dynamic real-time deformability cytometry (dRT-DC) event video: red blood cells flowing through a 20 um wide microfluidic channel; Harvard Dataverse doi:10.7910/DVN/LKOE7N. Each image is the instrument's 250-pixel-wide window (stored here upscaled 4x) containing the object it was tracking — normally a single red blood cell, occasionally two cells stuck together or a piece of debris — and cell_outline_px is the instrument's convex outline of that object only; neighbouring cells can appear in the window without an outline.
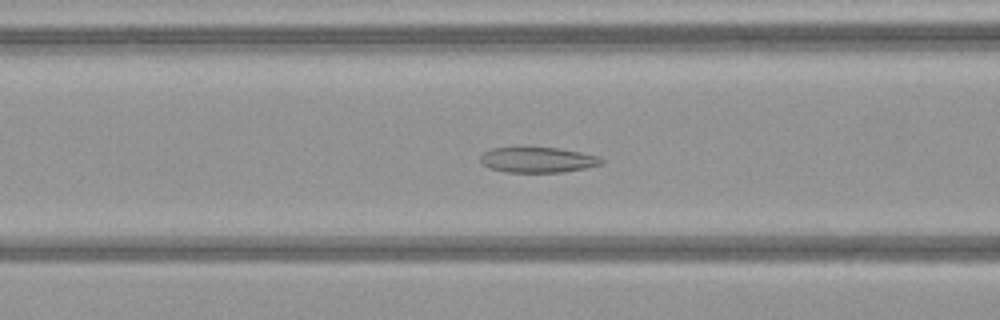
{"species": "common noctule bat (a hibernating species)", "species_latin": "Nyctalus noctula", "temperature_condition": "warm", "stored_images_in_passage": 35, "camera_frame_rate_fps": 3000, "um_per_image_px": 0.085, "animal": {"sex": "female", "body_mass_g": 21.9}, "frame": {"image": 1, "passage_image": 13, "time_ms": 4.0, "image_size_px": [1000, 320], "cell_outline_px": [[604, 164], [584, 168], [560, 172], [508, 172], [488, 168], [480, 160], [480, 156], [484, 152], [492, 148], [520, 144], [528, 144], [560, 148], [600, 156], [604, 160]], "centroid_in_image_um": [45.68, 13.52], "position_along_channel_um": 120.9, "area_um2": 18.9}}
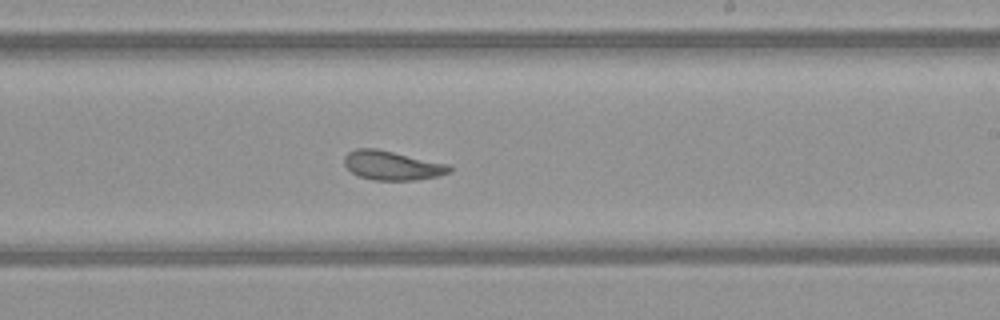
{"frame": {"image": 2, "passage_image": 23, "time_ms": 7.333, "image_size_px": [1000, 320], "cell_outline_px": [[452, 172], [436, 176], [416, 180], [372, 180], [360, 176], [352, 172], [344, 164], [344, 156], [348, 152], [356, 148], [376, 148], [448, 164], [452, 168]], "centroid_in_image_um": [33.32, 14.06], "position_along_channel_um": 255.7, "area_um2": 17.8}}
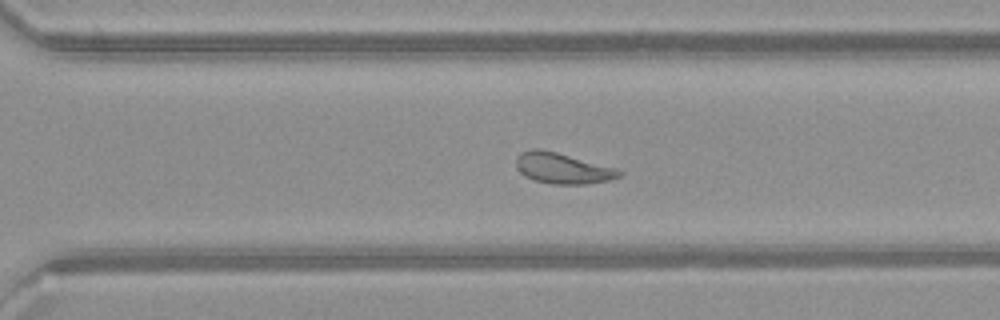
{"frame": {"image": 3, "passage_image": 28, "time_ms": 9.0, "image_size_px": [1000, 320], "cell_outline_px": [[624, 172], [620, 176], [608, 180], [584, 184], [552, 184], [536, 180], [520, 172], [516, 168], [516, 156], [520, 152], [528, 148], [540, 148], [556, 152], [616, 168]], "centroid_in_image_um": [47.79, 14.28], "position_along_channel_um": 322.8, "area_um2": 18.38}, "authors_computed_cell_mechanics": {"area_um2": 18.3804, "velocity_mm_per_s": 4.0492, "shape_relaxation_time_tau1_ms": null, "shape_relaxation_time_tau2_ms": 3.3602, "deformation_change_tau1": null, "deformation_change_tau2": 0.1155}}